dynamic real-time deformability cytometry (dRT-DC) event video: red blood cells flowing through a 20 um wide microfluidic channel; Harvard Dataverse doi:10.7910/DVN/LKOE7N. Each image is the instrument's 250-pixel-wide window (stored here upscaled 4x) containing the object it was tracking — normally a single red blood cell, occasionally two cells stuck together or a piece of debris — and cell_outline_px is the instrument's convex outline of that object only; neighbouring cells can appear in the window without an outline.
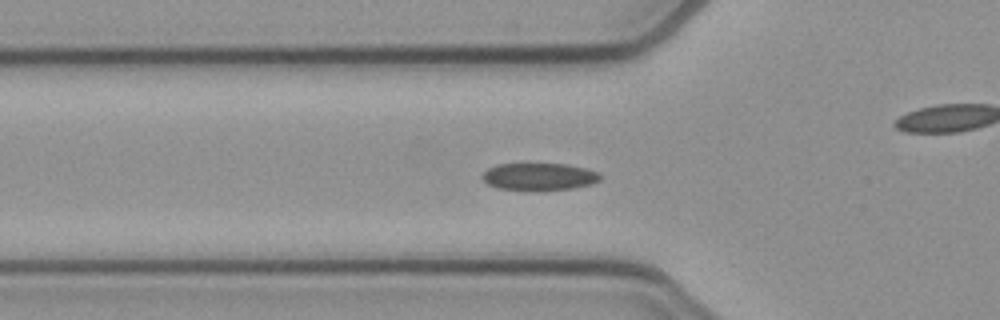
{"species": "common noctule bat (a hibernating species)", "species_latin": "Nyctalus noctula", "temperature_condition": "cold", "stored_images_in_passage": 47, "camera_frame_rate_fps": 3000, "um_per_image_px": 0.085, "animal": {"sex": "female", "body_mass_g": 21.9}, "frame": {"image": 1, "passage_image": 11, "time_ms": 3.333, "image_size_px": [1000, 320], "cell_outline_px": [[600, 180], [592, 184], [572, 188], [540, 192], [496, 188], [488, 184], [480, 176], [488, 168], [496, 164], [568, 164], [600, 172]], "centroid_in_image_um": [45.82, 15.04], "position_along_channel_um": 80.0, "area_um2": 19.19}}
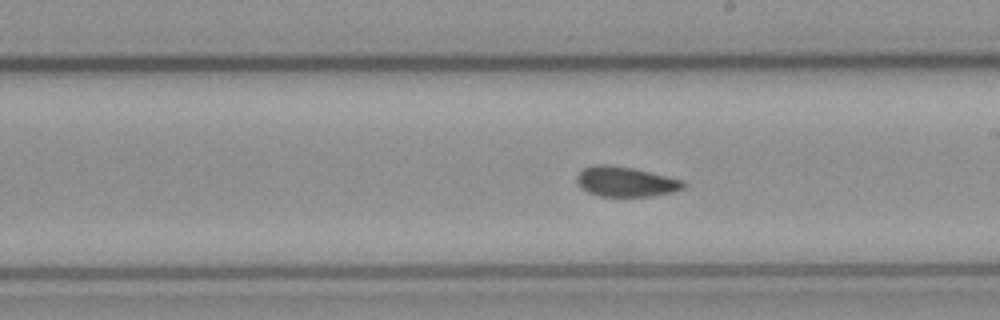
{"frame": {"image": 2, "passage_image": 23, "time_ms": 7.333, "image_size_px": [1000, 320], "cell_outline_px": [[688, 184], [684, 188], [672, 192], [652, 196], [600, 196], [588, 192], [580, 188], [576, 184], [576, 176], [584, 168], [592, 164], [604, 164], [632, 168], [684, 180]], "centroid_in_image_um": [53.17, 15.44], "position_along_channel_um": 235.8, "area_um2": 18.73}}
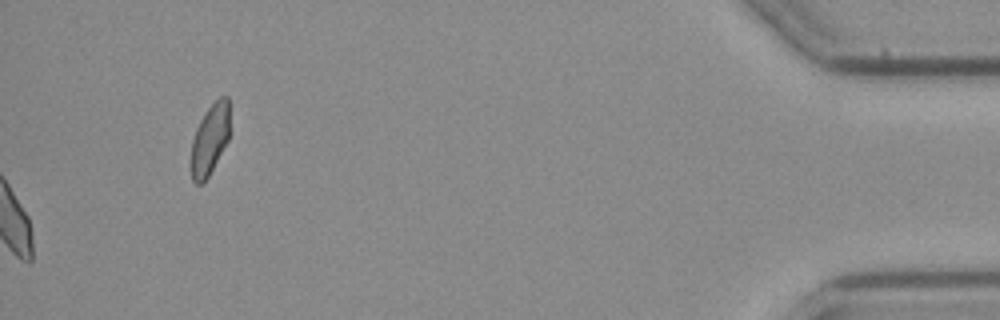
{"frame": {"image": 3, "passage_image": 47, "time_ms": 15.333, "image_size_px": [1000, 320], "cell_outline_px": [[228, 140], [204, 184], [196, 184], [192, 180], [192, 140], [196, 128], [200, 120], [208, 108], [220, 96], [228, 96]], "centroid_in_image_um": [17.83, 11.87], "position_along_channel_um": 417.4, "area_um2": 15.55}, "authors_computed_cell_mechanics": {"area_um2": 18.7272, "velocity_mm_per_s": 3.8662, "shape_relaxation_time_tau1_ms": 5.1976, "shape_relaxation_time_tau2_ms": 2.4002, "deformation_change_tau1": 0.1017, "deformation_change_tau2": 0.0698}}